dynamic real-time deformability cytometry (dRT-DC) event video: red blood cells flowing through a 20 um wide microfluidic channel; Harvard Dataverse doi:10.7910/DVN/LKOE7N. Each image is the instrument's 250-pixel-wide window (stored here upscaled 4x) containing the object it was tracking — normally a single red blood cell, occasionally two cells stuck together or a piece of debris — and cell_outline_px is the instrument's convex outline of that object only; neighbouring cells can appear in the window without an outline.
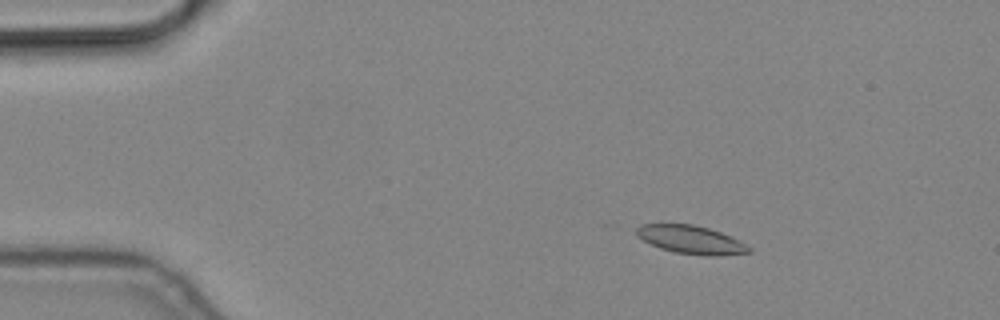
{"species": "common noctule bat (a hibernating species)", "species_latin": "Nyctalus noctula", "temperature_condition": "cold", "stored_images_in_passage": 5, "camera_frame_rate_fps": 3000, "um_per_image_px": 0.085, "animal": {"sex": "male", "body_mass_g": 19.2, "forearm_length_mm": 51.8}, "frame": {"image": 1, "passage_image": 3, "time_ms": 0.667, "image_size_px": [1000, 320], "cell_outline_px": [[752, 252], [720, 256], [704, 256], [676, 252], [660, 248], [636, 236], [636, 228], [640, 224], [692, 224], [708, 228], [720, 232], [740, 240], [752, 248]], "centroid_in_image_um": [58.77, 20.38], "position_along_channel_um": 26.2, "area_um2": 18.55}}